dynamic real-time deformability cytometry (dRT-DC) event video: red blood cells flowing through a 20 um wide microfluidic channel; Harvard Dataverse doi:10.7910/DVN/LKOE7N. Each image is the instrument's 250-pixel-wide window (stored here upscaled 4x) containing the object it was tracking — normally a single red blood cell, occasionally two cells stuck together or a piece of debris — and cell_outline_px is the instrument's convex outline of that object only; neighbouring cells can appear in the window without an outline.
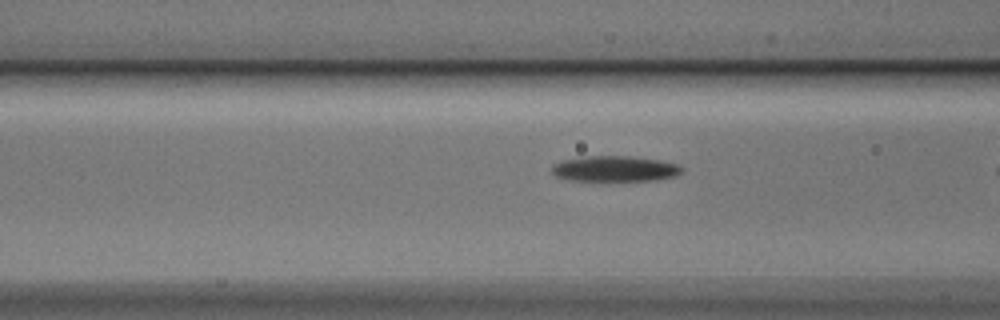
{"species": "Egyptian fruit bat (a non-hibernating species)", "species_latin": "Rousettus aegyptiacus", "temperature_condition": "cold", "stored_images_in_passage": 13, "camera_frame_rate_fps": 3000, "um_per_image_px": 0.085, "animal": {"sex": "male"}, "frame": {"image": 1, "passage_image": 11, "time_ms": 3.333, "image_size_px": [1000, 320], "cell_outline_px": [[684, 168], [676, 176], [652, 180], [572, 180], [556, 176], [552, 172], [552, 164], [564, 160], [588, 156], [628, 156], [660, 160], [676, 164]], "centroid_in_image_um": [52.26, 14.33], "position_along_channel_um": 114.3, "area_um2": 19.07}}